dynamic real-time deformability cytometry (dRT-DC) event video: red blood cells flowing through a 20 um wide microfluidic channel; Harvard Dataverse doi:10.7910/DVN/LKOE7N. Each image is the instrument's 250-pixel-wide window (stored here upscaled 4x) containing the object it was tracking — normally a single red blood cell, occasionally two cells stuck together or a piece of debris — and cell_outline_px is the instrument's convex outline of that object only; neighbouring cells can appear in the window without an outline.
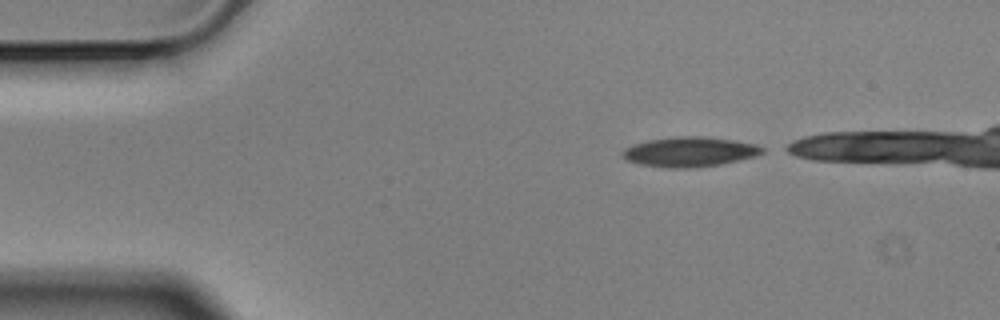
{"species": "Egyptian fruit bat (a non-hibernating species)", "species_latin": "Rousettus aegyptiacus", "temperature_condition": "cold", "stored_images_in_passage": 38, "camera_frame_rate_fps": 3000, "um_per_image_px": 0.085, "animal": {"sex": "male"}, "frame": {"image": 1, "passage_image": 1, "time_ms": 0.0, "image_size_px": [1000, 320], "cell_outline_px": [[764, 152], [756, 156], [720, 164], [692, 168], [664, 168], [640, 164], [628, 160], [620, 152], [624, 148], [632, 144], [648, 140], [676, 136], [700, 136], [736, 140], [756, 144], [764, 148]], "centroid_in_image_um": [58.61, 12.9], "position_along_channel_um": 26.4, "area_um2": 24.39}}
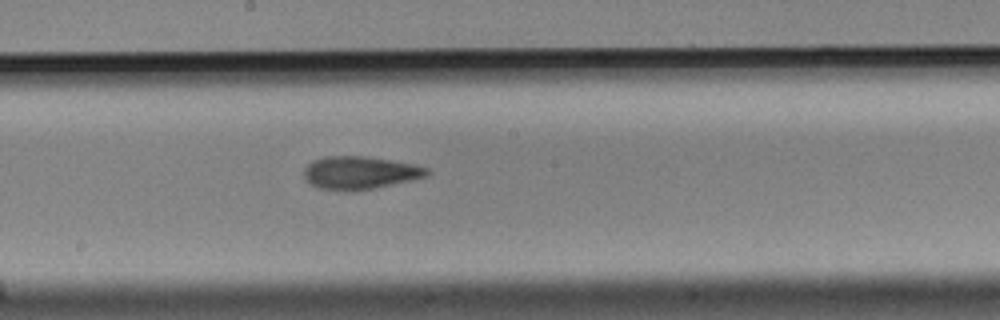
{"frame": {"image": 2, "passage_image": 22, "time_ms": 7.0, "image_size_px": [1000, 320], "cell_outline_px": [[432, 172], [428, 176], [412, 180], [376, 188], [352, 192], [316, 188], [308, 184], [304, 180], [304, 168], [312, 160], [324, 156], [364, 156], [392, 160], [416, 164], [428, 168]], "centroid_in_image_um": [30.58, 14.69], "position_along_channel_um": 217.6, "area_um2": 24.22}}
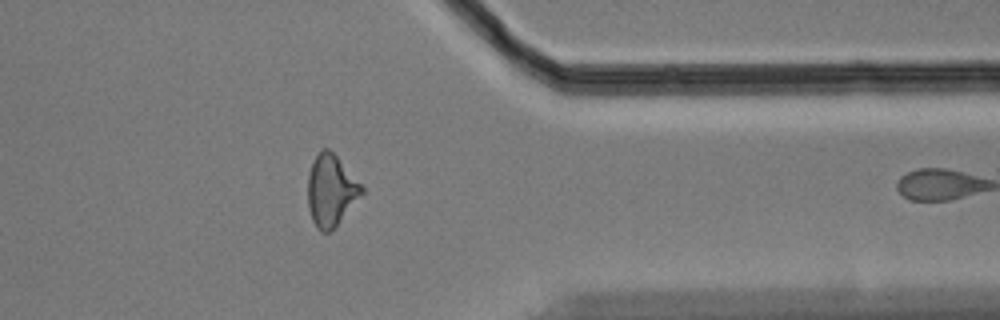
{"frame": {"image": 3, "passage_image": 37, "time_ms": 12.0, "image_size_px": [1000, 320], "cell_outline_px": [[364, 192], [336, 224], [328, 232], [320, 232], [316, 228], [312, 220], [308, 208], [308, 176], [312, 164], [320, 148], [328, 148], [336, 156], [364, 188]], "centroid_in_image_um": [28.1, 16.18], "position_along_channel_um": 383.3, "area_um2": 21.91}}